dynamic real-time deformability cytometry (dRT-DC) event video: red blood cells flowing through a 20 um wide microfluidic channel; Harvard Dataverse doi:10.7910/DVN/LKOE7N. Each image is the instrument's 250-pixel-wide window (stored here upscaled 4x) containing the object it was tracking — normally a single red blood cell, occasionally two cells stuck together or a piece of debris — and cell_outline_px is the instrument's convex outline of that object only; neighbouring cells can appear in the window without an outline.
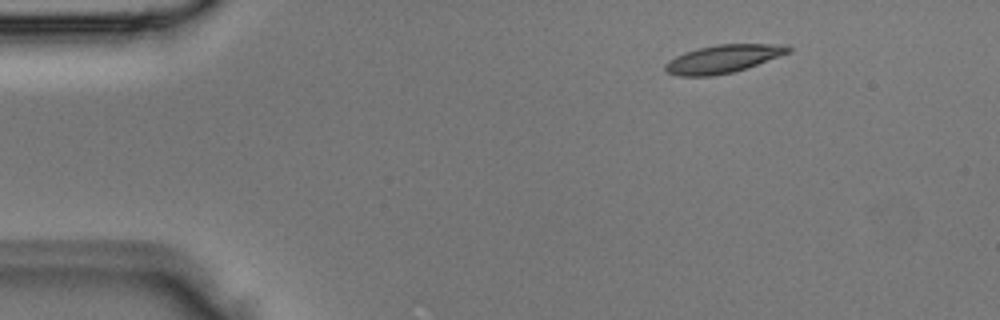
{"species": "Egyptian fruit bat (a non-hibernating species)", "species_latin": "Rousettus aegyptiacus", "temperature_condition": "room temperature", "stored_images_in_passage": 4, "camera_frame_rate_fps": 3000, "um_per_image_px": 0.085, "animal": {"sex": "male"}, "frame": {"image": 1, "passage_image": 1, "time_ms": 0.0, "image_size_px": [1000, 320], "cell_outline_px": [[792, 52], [732, 72], [712, 76], [680, 76], [668, 72], [664, 68], [664, 64], [668, 60], [684, 52], [716, 44], [788, 44], [792, 48]], "centroid_in_image_um": [61.47, 4.99], "position_along_channel_um": 23.5, "area_um2": 20.0}}